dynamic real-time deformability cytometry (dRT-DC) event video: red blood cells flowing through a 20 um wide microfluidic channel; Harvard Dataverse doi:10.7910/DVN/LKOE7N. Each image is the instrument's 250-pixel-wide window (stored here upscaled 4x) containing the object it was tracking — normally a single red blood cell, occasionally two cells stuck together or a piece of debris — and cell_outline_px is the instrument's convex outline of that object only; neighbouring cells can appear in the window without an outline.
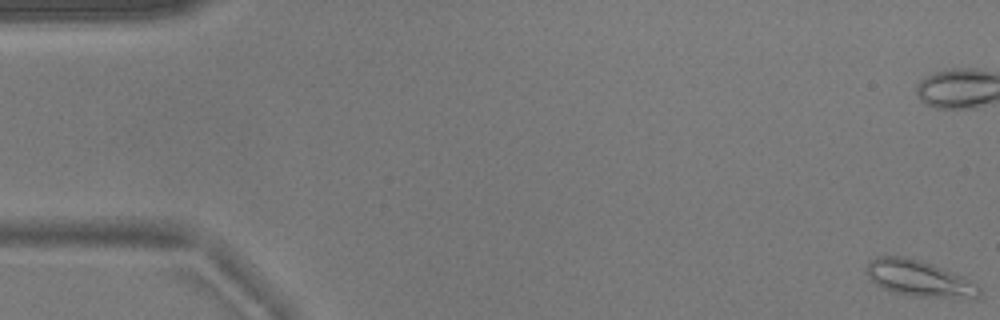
{"species": "common noctule bat (a hibernating species)", "species_latin": "Nyctalus noctula", "temperature_condition": "warm", "stored_images_in_passage": 54, "camera_frame_rate_fps": 3000, "um_per_image_px": 0.085, "animal": {"sex": "male", "body_mass_g": 17.9}, "frame": {"image": 1, "passage_image": 1, "time_ms": 0.0, "image_size_px": [1000, 320], "cell_outline_px": [[980, 296], [976, 300], [964, 300], [912, 296], [896, 292], [884, 288], [876, 284], [868, 276], [868, 264], [876, 256], [904, 256], [920, 260], [932, 264], [964, 276], [972, 280], [980, 288]], "centroid_in_image_um": [78.26, 23.71], "position_along_channel_um": 6.7, "area_um2": 24.16}, "authors_computed_cell_mechanics": {"area_um2": 17.2822, "velocity_mm_per_s": 3.7508, "shape_relaxation_time_tau1_ms": 4.4346, "shape_relaxation_time_tau2_ms": 2.5106, "deformation_change_tau1": 0.1327, "deformation_change_tau2": 0.0909}}